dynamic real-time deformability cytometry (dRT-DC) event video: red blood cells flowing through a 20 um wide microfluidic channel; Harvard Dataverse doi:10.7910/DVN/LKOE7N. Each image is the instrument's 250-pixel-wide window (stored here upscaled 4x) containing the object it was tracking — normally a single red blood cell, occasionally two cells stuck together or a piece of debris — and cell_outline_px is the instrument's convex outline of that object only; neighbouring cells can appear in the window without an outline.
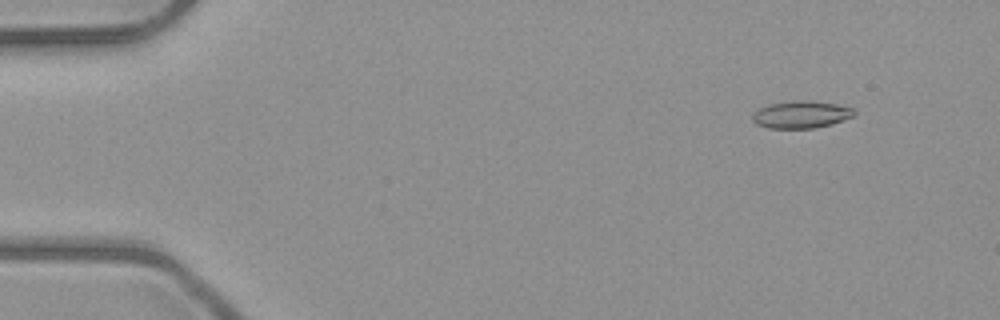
{"species": "common noctule bat (a hibernating species)", "species_latin": "Nyctalus noctula", "temperature_condition": "room temperature", "stored_images_in_passage": 4, "camera_frame_rate_fps": 3000, "um_per_image_px": 0.085, "animal": {"sex": "male", "body_mass_g": 23.1, "forearm_length_mm": 52.7}, "frame": {"image": 1, "passage_image": 1, "time_ms": 0.0, "image_size_px": [1000, 320], "cell_outline_px": [[856, 116], [832, 124], [812, 128], [768, 128], [756, 124], [752, 120], [752, 112], [768, 104], [792, 100], [808, 100], [836, 104], [852, 108], [856, 112]], "centroid_in_image_um": [68.09, 9.73], "position_along_channel_um": 16.9, "area_um2": 16.36}}
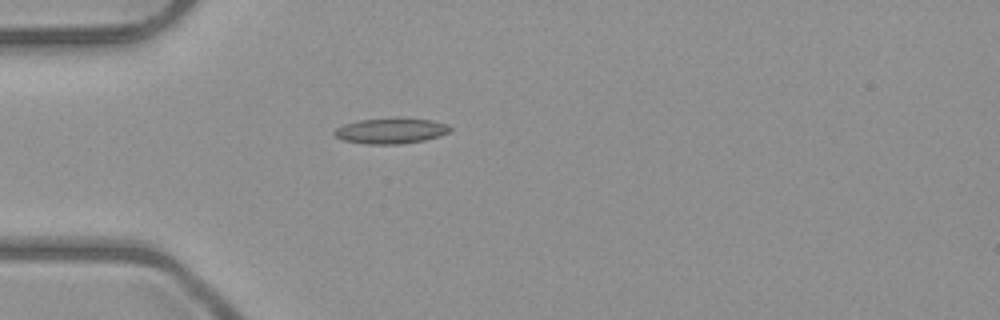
{"frame": {"image": 2, "passage_image": 4, "time_ms": 3.333, "image_size_px": [1000, 320], "cell_outline_px": [[452, 128], [448, 132], [440, 136], [424, 140], [400, 144], [368, 144], [344, 140], [336, 136], [332, 132], [336, 128], [344, 124], [360, 120], [432, 120], [448, 124]], "centroid_in_image_um": [33.22, 11.15], "position_along_channel_um": 51.8, "area_um2": 16.53}}